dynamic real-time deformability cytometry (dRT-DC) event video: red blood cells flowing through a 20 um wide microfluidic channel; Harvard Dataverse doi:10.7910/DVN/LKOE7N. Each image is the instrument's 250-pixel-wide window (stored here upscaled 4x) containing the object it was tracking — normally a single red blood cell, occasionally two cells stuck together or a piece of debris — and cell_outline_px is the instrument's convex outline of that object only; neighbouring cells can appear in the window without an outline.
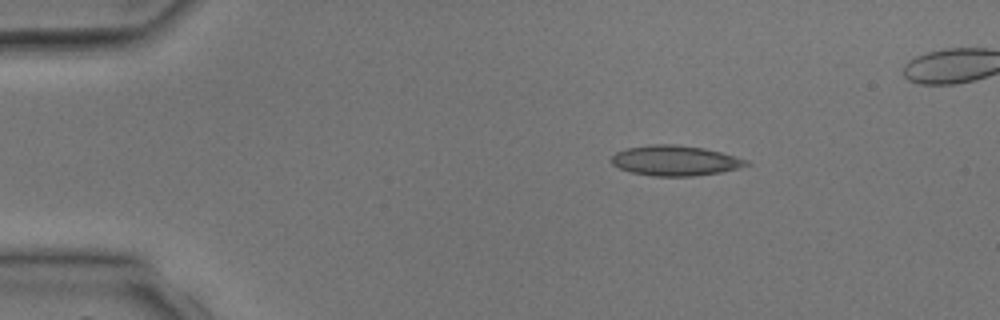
{"species": "common noctule bat (a hibernating species)", "species_latin": "Nyctalus noctula", "temperature_condition": "room temperature", "stored_images_in_passage": 4, "camera_frame_rate_fps": 3000, "um_per_image_px": 0.085, "animal": {"sex": "male", "body_mass_g": 17.9, "forearm_length_mm": 54.2}, "frame": {"image": 1, "passage_image": 2, "time_ms": 2.0, "image_size_px": [1000, 320], "cell_outline_px": [[752, 164], [720, 172], [696, 176], [652, 176], [632, 172], [620, 168], [612, 164], [612, 156], [616, 152], [628, 148], [652, 144], [676, 144], [704, 148], [720, 152], [748, 160]], "centroid_in_image_um": [57.39, 13.65], "position_along_channel_um": 27.6, "area_um2": 23.58}}